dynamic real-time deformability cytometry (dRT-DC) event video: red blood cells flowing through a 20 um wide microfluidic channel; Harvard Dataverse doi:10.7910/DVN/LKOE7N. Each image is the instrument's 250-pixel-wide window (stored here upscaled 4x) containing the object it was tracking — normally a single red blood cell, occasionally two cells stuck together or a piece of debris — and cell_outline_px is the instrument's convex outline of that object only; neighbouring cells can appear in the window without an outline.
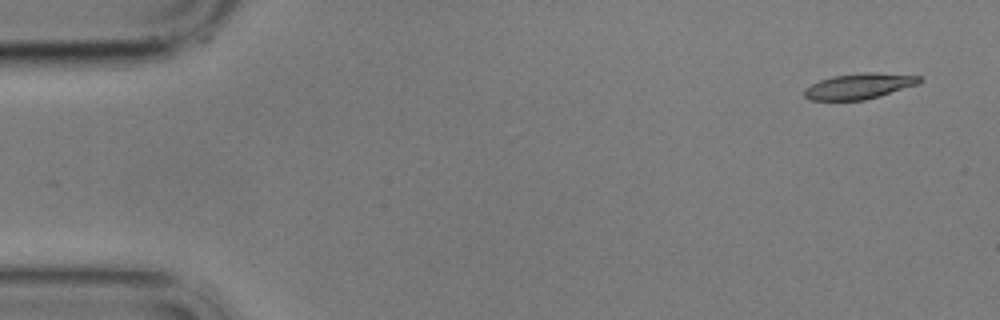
{"species": "common noctule bat (a hibernating species)", "species_latin": "Nyctalus noctula", "temperature_condition": "cold", "stored_images_in_passage": 6, "camera_frame_rate_fps": 3000, "um_per_image_px": 0.085, "animal": {"sex": "male", "body_mass_g": 17.9}, "frame": {"image": 1, "passage_image": 1, "time_ms": 0.0, "image_size_px": [1000, 320], "cell_outline_px": [[924, 80], [920, 84], [880, 96], [864, 100], [808, 100], [804, 96], [804, 88], [820, 80], [832, 76], [860, 72], [872, 72], [920, 76]], "centroid_in_image_um": [73.05, 7.32], "position_along_channel_um": 12.0, "area_um2": 17.4}}
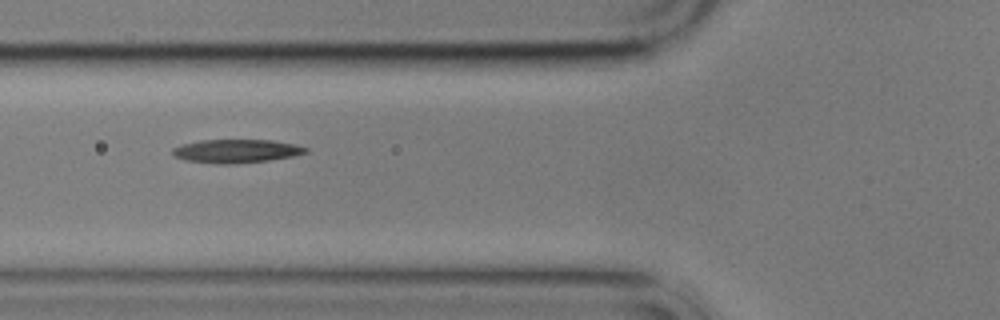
{"frame": {"image": 2, "passage_image": 5, "time_ms": 6.0, "image_size_px": [1000, 320], "cell_outline_px": [[308, 152], [292, 156], [268, 160], [236, 164], [216, 164], [184, 160], [172, 156], [172, 148], [184, 144], [200, 140], [272, 140], [292, 144], [308, 148]], "centroid_in_image_um": [20.03, 12.85], "position_along_channel_um": 105.8, "area_um2": 18.21}}
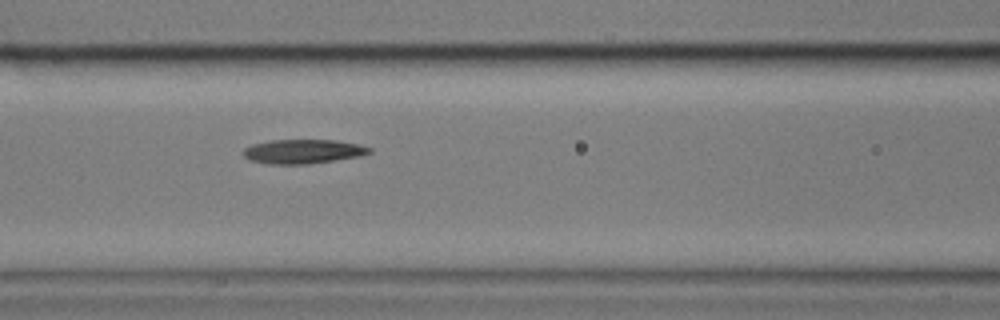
{"frame": {"image": 3, "passage_image": 6, "time_ms": 7.0, "image_size_px": [1000, 320], "cell_outline_px": [[372, 152], [360, 156], [308, 164], [268, 164], [248, 160], [244, 156], [244, 148], [252, 144], [272, 140], [336, 140], [360, 144], [372, 148]], "centroid_in_image_um": [25.77, 12.87], "position_along_channel_um": 140.8, "area_um2": 17.86}}